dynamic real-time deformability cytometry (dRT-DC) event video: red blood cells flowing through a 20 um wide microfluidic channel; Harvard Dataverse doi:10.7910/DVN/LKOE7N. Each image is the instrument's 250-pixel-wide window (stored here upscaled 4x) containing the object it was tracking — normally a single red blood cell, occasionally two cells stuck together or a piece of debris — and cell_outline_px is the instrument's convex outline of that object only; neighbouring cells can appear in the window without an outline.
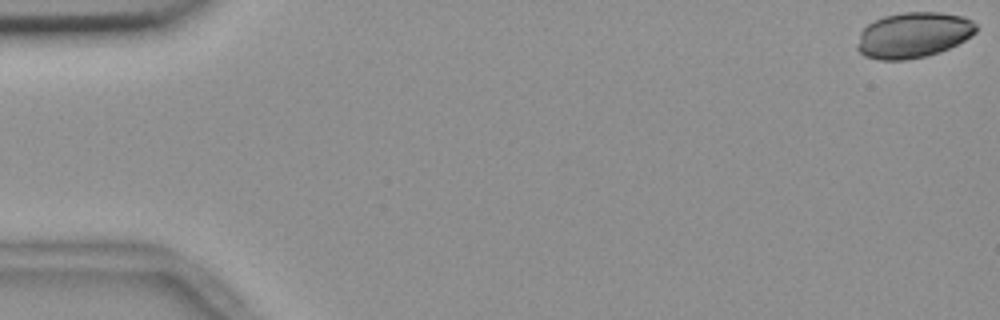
{"species": "common noctule bat (a hibernating species)", "species_latin": "Nyctalus noctula", "temperature_condition": "room temperature", "stored_images_in_passage": 5, "camera_frame_rate_fps": 3000, "um_per_image_px": 0.085, "animal": {"sex": "female", "body_mass_g": 18.4}, "frame": {"image": 1, "passage_image": 1, "time_ms": 0.0, "image_size_px": [1000, 320], "cell_outline_px": [[976, 32], [964, 40], [940, 52], [924, 56], [904, 60], [880, 60], [864, 56], [856, 48], [856, 44], [860, 32], [868, 24], [884, 16], [904, 12], [936, 12], [960, 16], [972, 20], [976, 24]], "centroid_in_image_um": [77.6, 2.98], "position_along_channel_um": 7.4, "area_um2": 31.39}}